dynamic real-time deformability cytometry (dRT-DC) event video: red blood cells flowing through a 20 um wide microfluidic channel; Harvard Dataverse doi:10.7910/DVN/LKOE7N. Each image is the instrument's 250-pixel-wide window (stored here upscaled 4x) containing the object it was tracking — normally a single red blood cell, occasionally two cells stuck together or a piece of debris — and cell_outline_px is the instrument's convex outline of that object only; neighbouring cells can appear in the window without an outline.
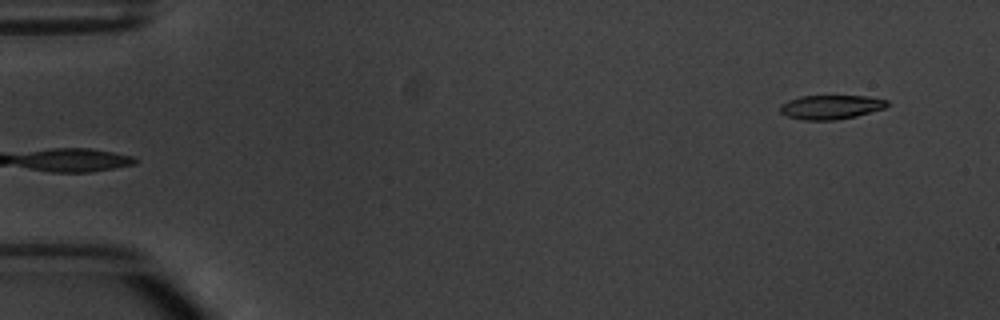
{"species": "common noctule bat (a hibernating species)", "species_latin": "Nyctalus noctula", "temperature_condition": "warm", "stored_images_in_passage": 6, "segment_of_instrument_passage": [2, 2], "camera_frame_rate_fps": 3000, "um_per_image_px": 0.085, "animal": {"sex": "male", "body_mass_g": 20.1, "forearm_length_mm": 53.5}, "frame": {"image": 1, "passage_image": 6, "time_ms": 5.667, "image_size_px": [1000, 320], "cell_outline_px": [[888, 104], [884, 108], [856, 116], [836, 120], [804, 120], [788, 116], [780, 112], [780, 104], [788, 100], [800, 96], [864, 96], [888, 100]], "centroid_in_image_um": [70.6, 9.1], "position_along_channel_um": 14.4, "area_um2": 14.97}}